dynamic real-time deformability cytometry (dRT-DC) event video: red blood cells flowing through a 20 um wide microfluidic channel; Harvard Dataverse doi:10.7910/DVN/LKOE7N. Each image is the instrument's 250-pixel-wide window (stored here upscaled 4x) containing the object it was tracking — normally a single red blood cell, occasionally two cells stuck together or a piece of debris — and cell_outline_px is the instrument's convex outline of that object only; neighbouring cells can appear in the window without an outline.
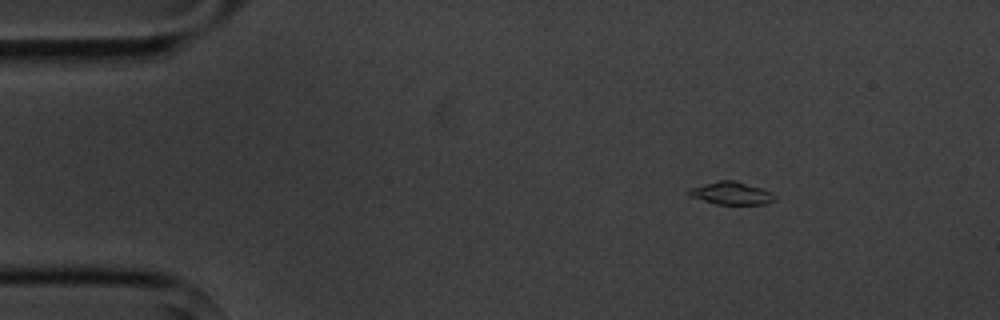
{"species": "common noctule bat (a hibernating species)", "species_latin": "Nyctalus noctula", "temperature_condition": "cold", "stored_images_in_passage": 4, "camera_frame_rate_fps": 3000, "um_per_image_px": 0.085, "animal": {"sex": "male", "body_mass_g": 20.1, "forearm_length_mm": 53.5}, "frame": {"image": 1, "passage_image": 1, "time_ms": 0.0, "image_size_px": [1000, 320], "cell_outline_px": [[776, 200], [764, 204], [716, 204], [688, 196], [688, 192], [692, 188], [704, 184], [720, 180], [736, 180], [764, 188], [772, 192], [776, 196]], "centroid_in_image_um": [62.22, 16.42], "position_along_channel_um": 22.8, "area_um2": 11.44}}
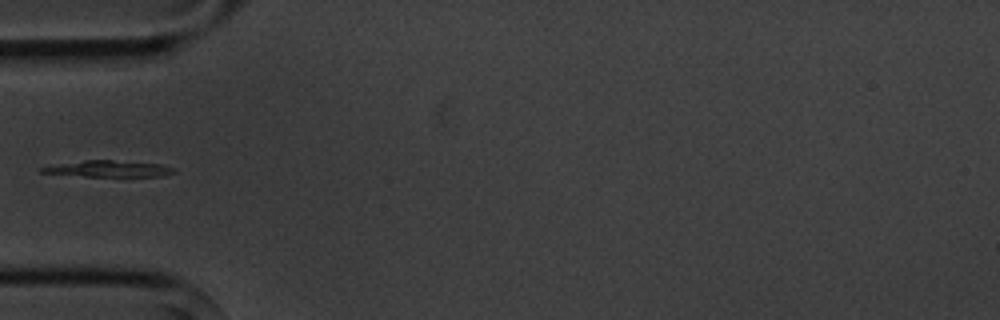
{"frame": {"image": 2, "passage_image": 4, "time_ms": 3.333, "image_size_px": [1000, 320], "cell_outline_px": [[176, 172], [160, 176], [84, 176], [40, 172], [40, 168], [60, 164], [84, 160], [112, 160], [160, 164], [176, 168]], "centroid_in_image_um": [9.3, 14.34], "position_along_channel_um": 75.7, "area_um2": 12.25}}